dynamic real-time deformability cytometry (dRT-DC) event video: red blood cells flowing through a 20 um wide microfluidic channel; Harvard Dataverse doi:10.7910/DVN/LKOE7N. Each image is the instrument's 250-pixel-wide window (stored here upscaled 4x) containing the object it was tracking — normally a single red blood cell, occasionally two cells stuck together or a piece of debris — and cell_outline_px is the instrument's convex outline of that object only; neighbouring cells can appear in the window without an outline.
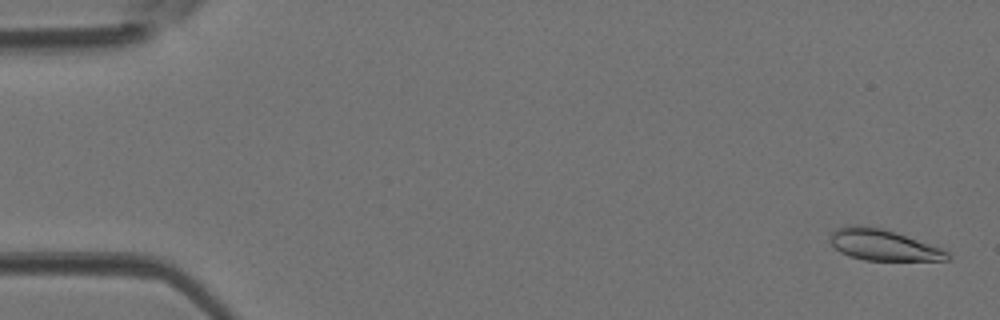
{"species": "Egyptian fruit bat (a non-hibernating species)", "species_latin": "Rousettus aegyptiacus", "temperature_condition": "room temperature", "stored_images_in_passage": 46, "camera_frame_rate_fps": 3000, "um_per_image_px": 0.085, "animal": {"sex": "female"}, "frame": {"image": 1, "passage_image": 2, "time_ms": 0.333, "image_size_px": [1000, 320], "cell_outline_px": [[952, 256], [948, 260], [864, 260], [848, 256], [840, 252], [828, 240], [828, 236], [836, 228], [852, 224], [856, 224], [884, 228], [896, 232], [940, 248], [948, 252]], "centroid_in_image_um": [75.01, 20.81], "position_along_channel_um": 10.0, "area_um2": 21.33}}
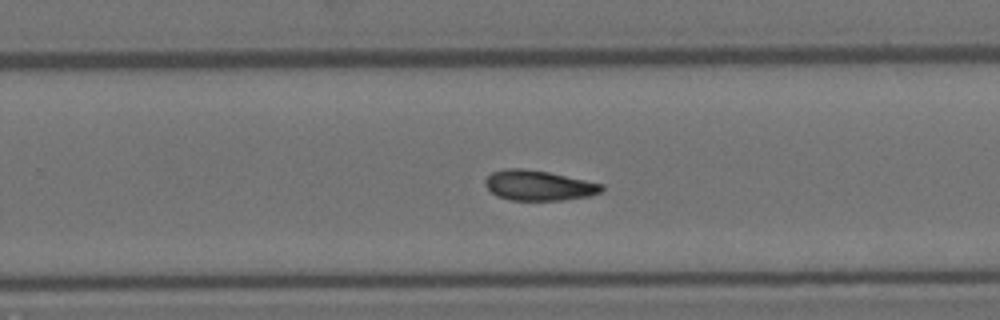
{"frame": {"image": 2, "passage_image": 29, "time_ms": 9.333, "image_size_px": [1000, 320], "cell_outline_px": [[604, 188], [600, 192], [592, 196], [564, 200], [512, 200], [496, 196], [484, 184], [484, 180], [492, 172], [504, 168], [524, 168], [548, 172], [604, 184]], "centroid_in_image_um": [45.79, 15.76], "position_along_channel_um": 284.0, "area_um2": 20.58}}
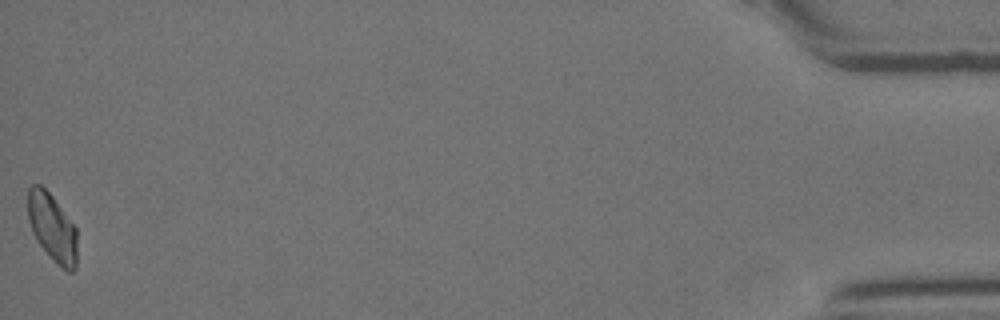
{"frame": {"image": 3, "passage_image": 45, "time_ms": 14.667, "image_size_px": [1000, 320], "cell_outline_px": [[76, 268], [72, 272], [68, 272], [56, 264], [52, 260], [36, 240], [32, 232], [28, 220], [28, 188], [32, 184], [40, 184], [52, 196], [76, 228]], "centroid_in_image_um": [4.42, 19.37], "position_along_channel_um": 430.8, "area_um2": 19.48}}